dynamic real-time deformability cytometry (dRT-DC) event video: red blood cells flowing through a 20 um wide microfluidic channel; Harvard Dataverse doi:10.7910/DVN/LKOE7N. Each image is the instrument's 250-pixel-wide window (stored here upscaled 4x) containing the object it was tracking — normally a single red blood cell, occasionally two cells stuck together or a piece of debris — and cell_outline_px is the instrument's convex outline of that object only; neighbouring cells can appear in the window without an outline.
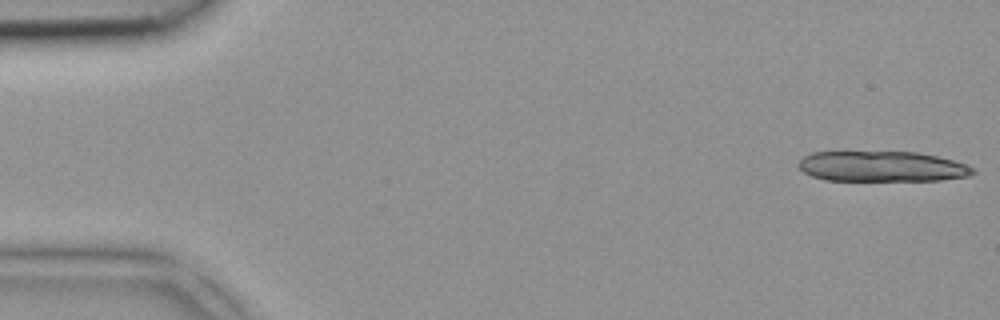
{"species": "common noctule bat (a hibernating species)", "species_latin": "Nyctalus noctula", "temperature_condition": "room temperature", "stored_images_in_passage": 5, "segment_of_instrument_passage": [1, 2], "camera_frame_rate_fps": 3000, "um_per_image_px": 0.085, "animal": {"sex": "female", "body_mass_g": 18.4}, "frame": {"image": 1, "passage_image": 1, "time_ms": 0.0, "image_size_px": [1000, 320], "cell_outline_px": [[976, 172], [968, 176], [940, 180], [824, 180], [812, 176], [804, 172], [796, 164], [804, 156], [812, 152], [840, 148], [916, 152], [936, 156], [952, 160], [976, 168]], "centroid_in_image_um": [74.85, 14.08], "position_along_channel_um": 10.1, "area_um2": 32.31}}